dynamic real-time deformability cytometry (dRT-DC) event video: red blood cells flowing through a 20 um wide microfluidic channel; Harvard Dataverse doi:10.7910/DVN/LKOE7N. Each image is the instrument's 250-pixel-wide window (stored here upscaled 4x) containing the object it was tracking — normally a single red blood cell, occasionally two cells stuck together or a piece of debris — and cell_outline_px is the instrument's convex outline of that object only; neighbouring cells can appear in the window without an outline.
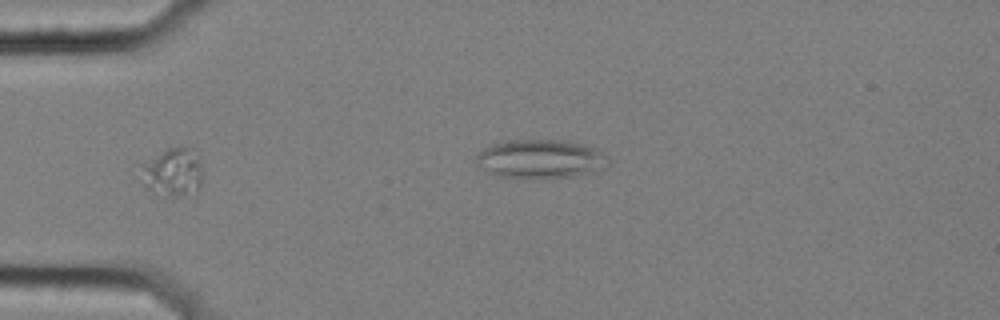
{"species": "common noctule bat (a hibernating species)", "species_latin": "Nyctalus noctula", "temperature_condition": "cold", "stored_images_in_passage": 2, "camera_frame_rate_fps": 3000, "um_per_image_px": 0.085, "animal": {"sex": "female", "body_mass_g": 25.1}, "frame": {"image": 1, "passage_image": 1, "time_ms": 0.0, "image_size_px": [1000, 320], "cell_outline_px": [[200, 184], [196, 196], [168, 196], [152, 192], [144, 184], [144, 164], [168, 148], [188, 148], [196, 160], [200, 172]], "centroid_in_image_um": [14.71, 14.74], "position_along_channel_um": 70.3, "area_um2": 16.3}}